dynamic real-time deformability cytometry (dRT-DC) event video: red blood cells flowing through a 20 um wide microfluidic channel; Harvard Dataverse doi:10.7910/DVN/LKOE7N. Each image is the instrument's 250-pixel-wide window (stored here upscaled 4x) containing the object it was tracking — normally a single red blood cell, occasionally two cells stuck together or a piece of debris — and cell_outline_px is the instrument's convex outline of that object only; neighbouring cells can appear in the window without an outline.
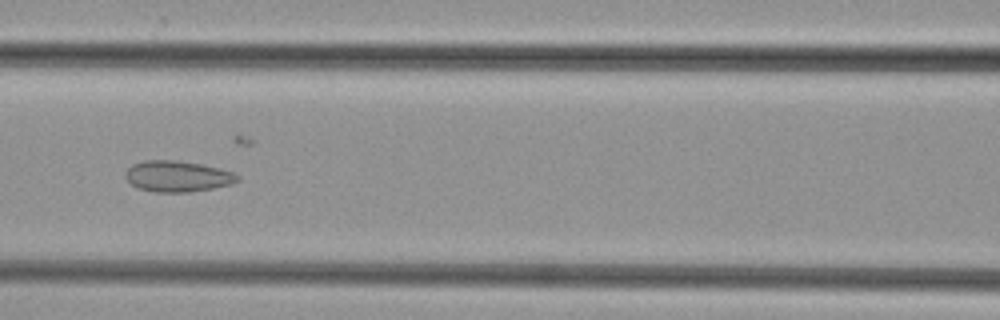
{"species": "common noctule bat (a hibernating species)", "species_latin": "Nyctalus noctula", "temperature_condition": "cold", "stored_images_in_passage": 35, "camera_frame_rate_fps": 3000, "um_per_image_px": 0.085, "animal": {"sex": "female", "body_mass_g": 29.2, "forearm_length_mm": 56.3}, "frame": {"image": 1, "passage_image": 7, "time_ms": 2.0, "image_size_px": [1000, 320], "cell_outline_px": [[240, 180], [232, 184], [212, 188], [188, 192], [156, 192], [140, 188], [132, 184], [124, 176], [124, 172], [132, 164], [144, 160], [176, 160], [200, 164], [232, 172], [240, 176]], "centroid_in_image_um": [15.07, 14.98], "position_along_channel_um": 151.5, "area_um2": 20.11}}
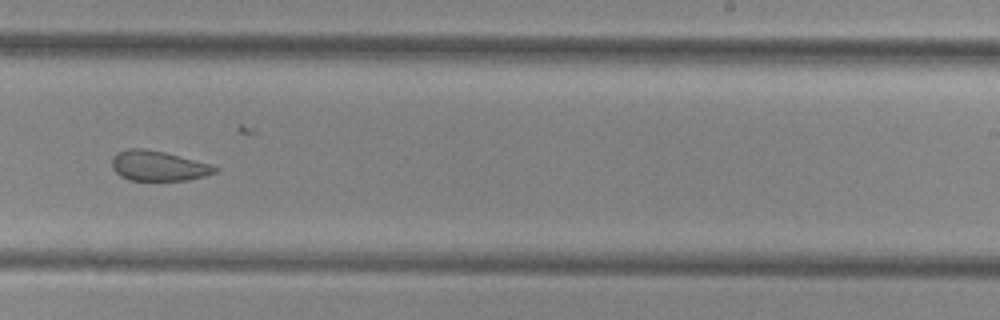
{"frame": {"image": 2, "passage_image": 16, "time_ms": 5.0, "image_size_px": [1000, 320], "cell_outline_px": [[220, 168], [216, 172], [204, 176], [188, 180], [128, 180], [120, 176], [112, 168], [112, 156], [116, 152], [128, 148], [144, 148], [164, 152], [212, 164]], "centroid_in_image_um": [13.44, 14.09], "position_along_channel_um": 275.6, "area_um2": 18.21}}
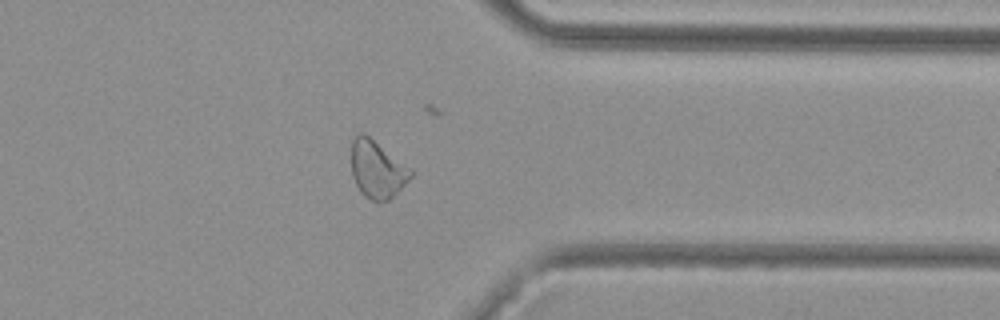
{"frame": {"image": 3, "passage_image": 24, "time_ms": 7.667, "image_size_px": [1000, 320], "cell_outline_px": [[412, 176], [388, 200], [372, 200], [364, 196], [360, 192], [352, 176], [352, 140], [360, 132], [364, 132], [412, 168]], "centroid_in_image_um": [32.05, 14.36], "position_along_channel_um": 379.3, "area_um2": 19.71}}